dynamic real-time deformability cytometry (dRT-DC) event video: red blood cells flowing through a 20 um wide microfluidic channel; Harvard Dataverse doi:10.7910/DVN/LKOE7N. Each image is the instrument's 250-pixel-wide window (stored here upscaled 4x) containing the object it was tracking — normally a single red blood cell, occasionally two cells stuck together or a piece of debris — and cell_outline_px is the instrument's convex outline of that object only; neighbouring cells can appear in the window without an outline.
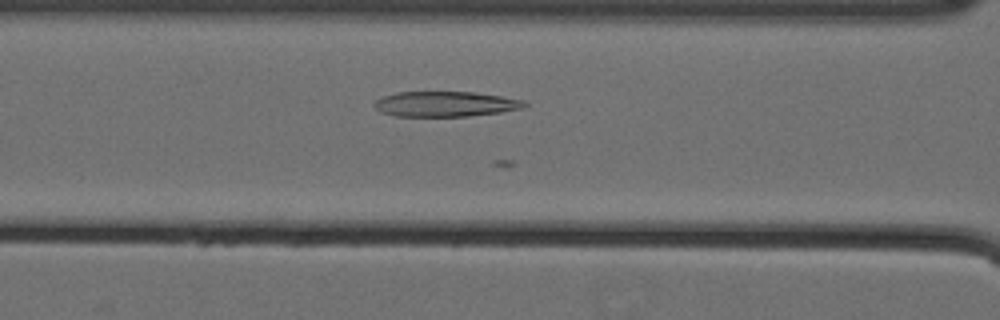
{"species": "Egyptian fruit bat (a non-hibernating species)", "species_latin": "Rousettus aegyptiacus", "temperature_condition": "cold", "stored_images_in_passage": 14, "camera_frame_rate_fps": 3000, "um_per_image_px": 0.085, "animal": {"sex": "female"}, "frame": {"image": 1, "passage_image": 5, "time_ms": 1.333, "image_size_px": [1000, 320], "cell_outline_px": [[528, 104], [524, 108], [500, 112], [468, 116], [396, 116], [380, 112], [372, 104], [376, 100], [384, 96], [396, 92], [476, 92], [524, 100]], "centroid_in_image_um": [37.86, 8.84], "position_along_channel_um": 128.7, "area_um2": 22.08}}
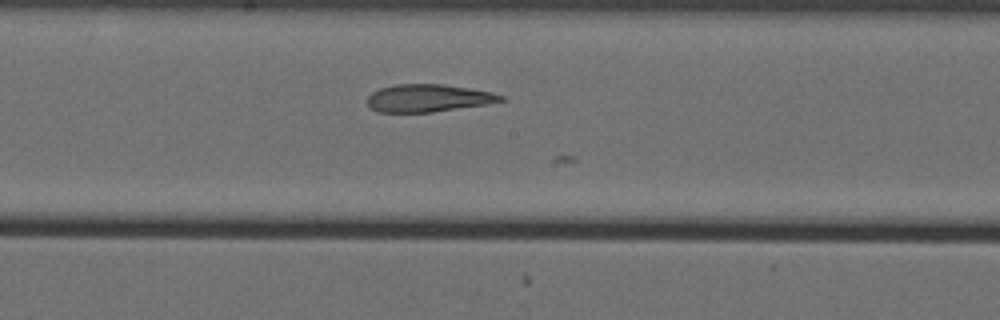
{"frame": {"image": 2, "passage_image": 12, "time_ms": 3.667, "image_size_px": [1000, 320], "cell_outline_px": [[504, 100], [488, 104], [432, 112], [376, 112], [368, 108], [368, 96], [372, 92], [380, 88], [396, 84], [444, 84], [492, 92], [504, 96]], "centroid_in_image_um": [36.37, 8.34], "position_along_channel_um": 211.8, "area_um2": 21.5}}